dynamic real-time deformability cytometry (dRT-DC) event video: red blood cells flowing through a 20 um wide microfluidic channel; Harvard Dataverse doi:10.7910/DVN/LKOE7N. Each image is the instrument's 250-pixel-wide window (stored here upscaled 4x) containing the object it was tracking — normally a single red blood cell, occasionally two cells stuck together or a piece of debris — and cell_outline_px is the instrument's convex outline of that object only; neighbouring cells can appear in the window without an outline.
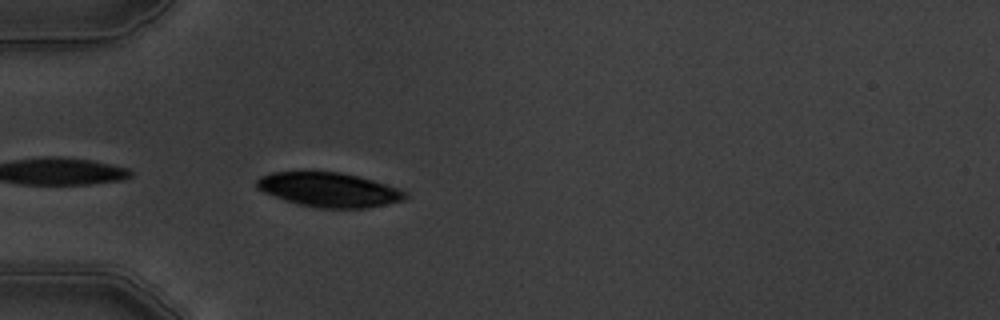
{"species": "common noctule bat (a hibernating species)", "species_latin": "Nyctalus noctula", "temperature_condition": "warm", "stored_images_in_passage": 4, "camera_frame_rate_fps": 3000, "um_per_image_px": 0.085, "animal": {"sex": "male", "body_mass_g": 19.5, "forearm_length_mm": 54.6}, "frame": {"image": 1, "passage_image": 4, "time_ms": 3.333, "image_size_px": [1000, 320], "cell_outline_px": [[408, 196], [404, 200], [364, 208], [320, 208], [296, 204], [284, 200], [264, 192], [256, 188], [256, 180], [260, 176], [272, 172], [340, 172], [372, 180], [408, 192]], "centroid_in_image_um": [27.92, 16.13], "position_along_channel_um": 57.1, "area_um2": 29.54}}